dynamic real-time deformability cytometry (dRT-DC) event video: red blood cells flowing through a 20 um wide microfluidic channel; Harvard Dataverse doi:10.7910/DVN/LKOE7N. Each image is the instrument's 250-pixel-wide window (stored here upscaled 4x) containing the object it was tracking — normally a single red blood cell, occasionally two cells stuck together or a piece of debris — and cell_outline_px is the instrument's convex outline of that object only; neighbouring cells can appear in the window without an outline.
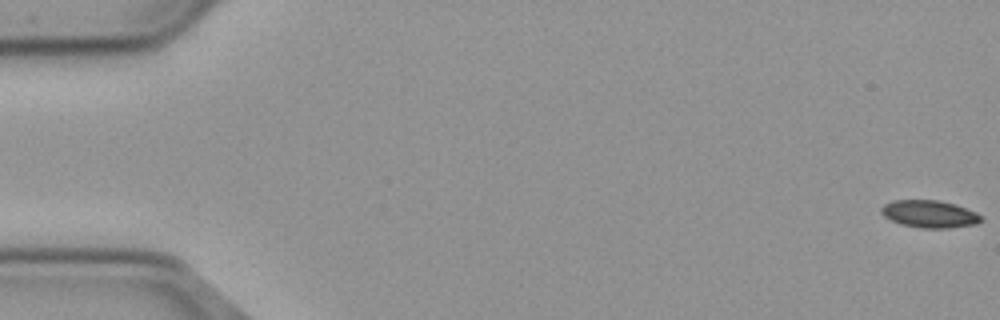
{"species": "common noctule bat (a hibernating species)", "species_latin": "Nyctalus noctula", "temperature_condition": "cold", "stored_images_in_passage": 57, "camera_frame_rate_fps": 3000, "um_per_image_px": 0.085, "animal": {"sex": "male", "body_mass_g": 23.1, "forearm_length_mm": 52.7}, "frame": {"image": 1, "passage_image": 1, "time_ms": 0.0, "image_size_px": [1000, 320], "cell_outline_px": [[984, 220], [976, 224], [948, 228], [920, 228], [904, 224], [892, 220], [884, 216], [880, 212], [880, 208], [884, 204], [892, 200], [936, 200], [952, 204], [976, 212]], "centroid_in_image_um": [78.99, 18.19], "position_along_channel_um": 6.0, "area_um2": 15.72}}
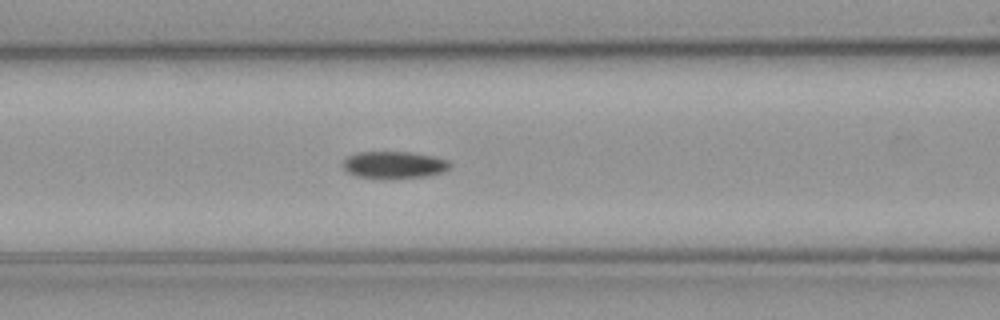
{"frame": {"image": 2, "passage_image": 24, "time_ms": 7.667, "image_size_px": [1000, 320], "cell_outline_px": [[448, 168], [440, 172], [428, 176], [356, 176], [348, 172], [344, 168], [344, 160], [348, 156], [356, 152], [408, 152], [432, 156], [448, 160]], "centroid_in_image_um": [33.46, 13.97], "position_along_channel_um": 133.1, "area_um2": 15.9}}
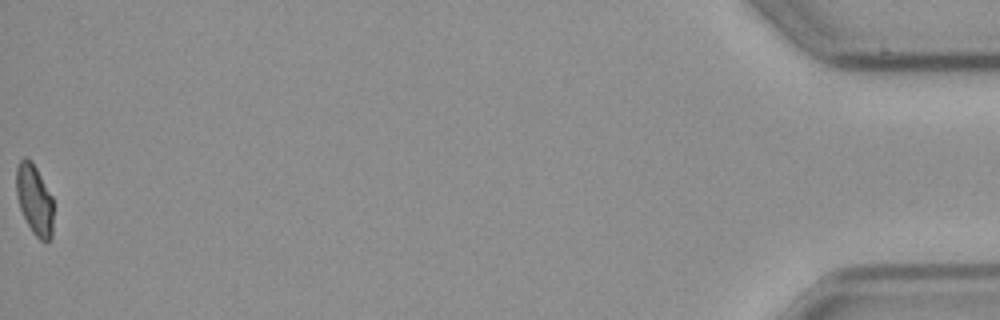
{"frame": {"image": 3, "passage_image": 57, "time_ms": 18.667, "image_size_px": [1000, 320], "cell_outline_px": [[52, 236], [48, 244], [44, 244], [32, 232], [20, 208], [16, 196], [16, 168], [20, 160], [24, 156], [32, 160], [52, 196]], "centroid_in_image_um": [2.92, 16.98], "position_along_channel_um": 432.3, "area_um2": 15.37}, "authors_computed_cell_mechanics": {"area_um2": 16.2996, "velocity_mm_per_s": 3.6869, "shape_relaxation_time_tau1_ms": 5.0346, "shape_relaxation_time_tau2_ms": null, "deformation_change_tau1": 0.1179, "deformation_change_tau2": null}}